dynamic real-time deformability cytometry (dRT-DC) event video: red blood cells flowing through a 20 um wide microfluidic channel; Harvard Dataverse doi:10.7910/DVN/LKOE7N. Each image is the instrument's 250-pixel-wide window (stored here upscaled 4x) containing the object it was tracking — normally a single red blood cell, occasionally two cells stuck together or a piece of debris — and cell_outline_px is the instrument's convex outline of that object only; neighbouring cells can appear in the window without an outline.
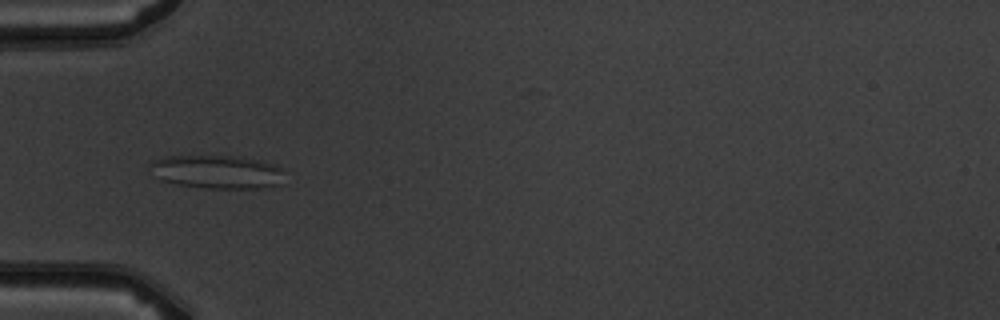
{"species": "common noctule bat (a hibernating species)", "species_latin": "Nyctalus noctula", "temperature_condition": "warm", "stored_images_in_passage": 5, "camera_frame_rate_fps": 3000, "um_per_image_px": 0.085, "animal": {"sex": "male", "body_mass_g": 19.5, "forearm_length_mm": 54.6}, "frame": {"image": 1, "passage_image": 2, "time_ms": 1.333, "image_size_px": [1000, 320], "cell_outline_px": [[280, 184], [260, 188], [204, 188], [176, 184], [160, 180], [156, 176], [148, 164], [164, 156], [240, 156], [260, 160], [272, 164], [280, 168]], "centroid_in_image_um": [18.39, 14.6], "position_along_channel_um": 66.6, "area_um2": 25.95}}
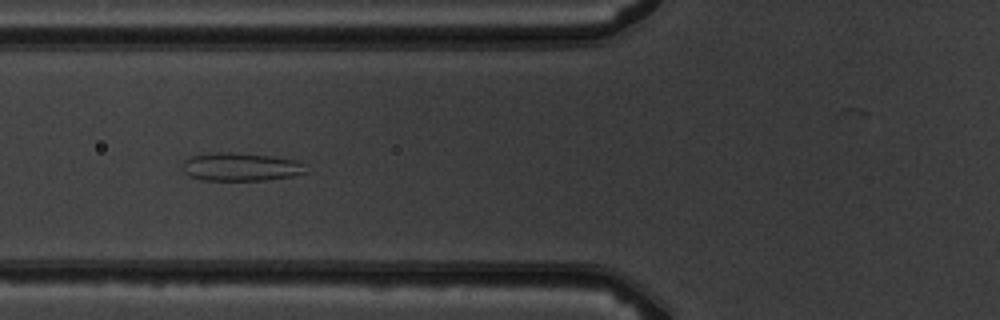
{"frame": {"image": 2, "passage_image": 3, "time_ms": 2.333, "image_size_px": [1000, 320], "cell_outline_px": [[308, 172], [292, 176], [264, 180], [200, 180], [188, 176], [180, 168], [180, 164], [184, 160], [192, 156], [208, 152], [232, 152], [272, 156], [296, 160], [304, 164]], "centroid_in_image_um": [20.4, 14.18], "position_along_channel_um": 105.4, "area_um2": 20.63}}